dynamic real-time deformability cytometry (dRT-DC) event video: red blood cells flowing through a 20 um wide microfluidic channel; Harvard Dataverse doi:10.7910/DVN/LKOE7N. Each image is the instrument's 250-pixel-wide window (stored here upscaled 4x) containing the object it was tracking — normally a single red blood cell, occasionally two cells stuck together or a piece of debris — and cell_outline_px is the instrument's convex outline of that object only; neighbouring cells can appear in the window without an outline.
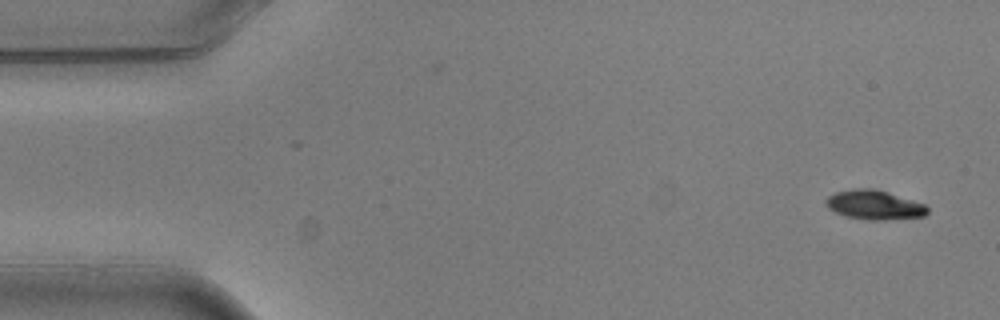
{"species": "common noctule bat (a hibernating species)", "species_latin": "Nyctalus noctula", "temperature_condition": "warm", "stored_images_in_passage": 2, "camera_frame_rate_fps": 3000, "um_per_image_px": 0.085, "animal": {"sex": "male", "body_mass_g": 20.5, "forearm_length_mm": 52.5}, "frame": {"image": 1, "passage_image": 2, "time_ms": 0.333, "image_size_px": [1000, 320], "cell_outline_px": [[928, 212], [924, 216], [884, 220], [868, 220], [844, 216], [828, 208], [824, 204], [824, 200], [828, 196], [836, 192], [856, 188], [876, 188], [924, 204], [928, 208]], "centroid_in_image_um": [74.28, 17.41], "position_along_channel_um": 10.7, "area_um2": 17.4}}